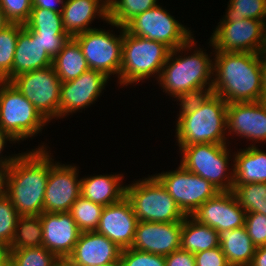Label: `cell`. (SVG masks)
Instances as JSON below:
<instances>
[{
  "label": "cell",
  "mask_w": 266,
  "mask_h": 266,
  "mask_svg": "<svg viewBox=\"0 0 266 266\" xmlns=\"http://www.w3.org/2000/svg\"><path fill=\"white\" fill-rule=\"evenodd\" d=\"M197 42L193 36L186 44L171 50L156 82L174 102L211 93L212 57H214L212 55L215 50L212 43L208 41V48L212 49L208 54L204 47L197 46Z\"/></svg>",
  "instance_id": "cell-1"
},
{
  "label": "cell",
  "mask_w": 266,
  "mask_h": 266,
  "mask_svg": "<svg viewBox=\"0 0 266 266\" xmlns=\"http://www.w3.org/2000/svg\"><path fill=\"white\" fill-rule=\"evenodd\" d=\"M43 144V145H42ZM44 142L19 154L4 172V194L20 216L41 215L49 176V149Z\"/></svg>",
  "instance_id": "cell-2"
},
{
  "label": "cell",
  "mask_w": 266,
  "mask_h": 266,
  "mask_svg": "<svg viewBox=\"0 0 266 266\" xmlns=\"http://www.w3.org/2000/svg\"><path fill=\"white\" fill-rule=\"evenodd\" d=\"M176 146L191 144H229L227 136L228 103L214 93H207L177 103Z\"/></svg>",
  "instance_id": "cell-3"
},
{
  "label": "cell",
  "mask_w": 266,
  "mask_h": 266,
  "mask_svg": "<svg viewBox=\"0 0 266 266\" xmlns=\"http://www.w3.org/2000/svg\"><path fill=\"white\" fill-rule=\"evenodd\" d=\"M211 92L228 104L264 99L257 53L215 51Z\"/></svg>",
  "instance_id": "cell-4"
},
{
  "label": "cell",
  "mask_w": 266,
  "mask_h": 266,
  "mask_svg": "<svg viewBox=\"0 0 266 266\" xmlns=\"http://www.w3.org/2000/svg\"><path fill=\"white\" fill-rule=\"evenodd\" d=\"M170 51L162 42L134 36L124 29L122 62L116 81L119 88L139 85L151 78L157 81Z\"/></svg>",
  "instance_id": "cell-5"
},
{
  "label": "cell",
  "mask_w": 266,
  "mask_h": 266,
  "mask_svg": "<svg viewBox=\"0 0 266 266\" xmlns=\"http://www.w3.org/2000/svg\"><path fill=\"white\" fill-rule=\"evenodd\" d=\"M229 145L206 143L178 146L180 164L208 180L220 192L232 191L234 152Z\"/></svg>",
  "instance_id": "cell-6"
},
{
  "label": "cell",
  "mask_w": 266,
  "mask_h": 266,
  "mask_svg": "<svg viewBox=\"0 0 266 266\" xmlns=\"http://www.w3.org/2000/svg\"><path fill=\"white\" fill-rule=\"evenodd\" d=\"M132 182L126 185V198L131 202L138 221L165 223L184 220L186 215L153 175Z\"/></svg>",
  "instance_id": "cell-7"
},
{
  "label": "cell",
  "mask_w": 266,
  "mask_h": 266,
  "mask_svg": "<svg viewBox=\"0 0 266 266\" xmlns=\"http://www.w3.org/2000/svg\"><path fill=\"white\" fill-rule=\"evenodd\" d=\"M48 124L11 82L0 81V128L5 133L20 144L41 134Z\"/></svg>",
  "instance_id": "cell-8"
},
{
  "label": "cell",
  "mask_w": 266,
  "mask_h": 266,
  "mask_svg": "<svg viewBox=\"0 0 266 266\" xmlns=\"http://www.w3.org/2000/svg\"><path fill=\"white\" fill-rule=\"evenodd\" d=\"M107 25L118 29L119 35L113 30L95 27L73 38L80 45L89 69L100 71L110 79L112 75H115L118 81L122 62L124 27L110 21Z\"/></svg>",
  "instance_id": "cell-9"
},
{
  "label": "cell",
  "mask_w": 266,
  "mask_h": 266,
  "mask_svg": "<svg viewBox=\"0 0 266 266\" xmlns=\"http://www.w3.org/2000/svg\"><path fill=\"white\" fill-rule=\"evenodd\" d=\"M124 29L134 36L162 42L171 50L194 36L192 29L179 22L161 3L132 18Z\"/></svg>",
  "instance_id": "cell-10"
},
{
  "label": "cell",
  "mask_w": 266,
  "mask_h": 266,
  "mask_svg": "<svg viewBox=\"0 0 266 266\" xmlns=\"http://www.w3.org/2000/svg\"><path fill=\"white\" fill-rule=\"evenodd\" d=\"M50 123L59 119L61 80L53 66L19 74L10 81Z\"/></svg>",
  "instance_id": "cell-11"
},
{
  "label": "cell",
  "mask_w": 266,
  "mask_h": 266,
  "mask_svg": "<svg viewBox=\"0 0 266 266\" xmlns=\"http://www.w3.org/2000/svg\"><path fill=\"white\" fill-rule=\"evenodd\" d=\"M153 176L186 216H191L203 203L220 192L208 180L186 170L181 164L175 170L155 173Z\"/></svg>",
  "instance_id": "cell-12"
},
{
  "label": "cell",
  "mask_w": 266,
  "mask_h": 266,
  "mask_svg": "<svg viewBox=\"0 0 266 266\" xmlns=\"http://www.w3.org/2000/svg\"><path fill=\"white\" fill-rule=\"evenodd\" d=\"M49 148V176L44 195V212H70L81 195L79 166L56 161ZM55 160V161H54Z\"/></svg>",
  "instance_id": "cell-13"
},
{
  "label": "cell",
  "mask_w": 266,
  "mask_h": 266,
  "mask_svg": "<svg viewBox=\"0 0 266 266\" xmlns=\"http://www.w3.org/2000/svg\"><path fill=\"white\" fill-rule=\"evenodd\" d=\"M110 80L104 73L89 69L76 79L62 82L59 119L82 112L83 109L89 108L95 101L97 102Z\"/></svg>",
  "instance_id": "cell-14"
},
{
  "label": "cell",
  "mask_w": 266,
  "mask_h": 266,
  "mask_svg": "<svg viewBox=\"0 0 266 266\" xmlns=\"http://www.w3.org/2000/svg\"><path fill=\"white\" fill-rule=\"evenodd\" d=\"M227 136L231 140L240 138L250 141L249 146L266 143V104L256 102H234L227 105ZM230 136V137H229ZM232 136V137H231ZM244 138V139H243Z\"/></svg>",
  "instance_id": "cell-15"
},
{
  "label": "cell",
  "mask_w": 266,
  "mask_h": 266,
  "mask_svg": "<svg viewBox=\"0 0 266 266\" xmlns=\"http://www.w3.org/2000/svg\"><path fill=\"white\" fill-rule=\"evenodd\" d=\"M266 20L218 22L208 39L215 51L257 53Z\"/></svg>",
  "instance_id": "cell-16"
},
{
  "label": "cell",
  "mask_w": 266,
  "mask_h": 266,
  "mask_svg": "<svg viewBox=\"0 0 266 266\" xmlns=\"http://www.w3.org/2000/svg\"><path fill=\"white\" fill-rule=\"evenodd\" d=\"M182 226L183 221H138L131 248L165 257L180 249Z\"/></svg>",
  "instance_id": "cell-17"
},
{
  "label": "cell",
  "mask_w": 266,
  "mask_h": 266,
  "mask_svg": "<svg viewBox=\"0 0 266 266\" xmlns=\"http://www.w3.org/2000/svg\"><path fill=\"white\" fill-rule=\"evenodd\" d=\"M246 211L237 202L232 191L219 192L208 199L192 215L197 222L217 232L244 227Z\"/></svg>",
  "instance_id": "cell-18"
},
{
  "label": "cell",
  "mask_w": 266,
  "mask_h": 266,
  "mask_svg": "<svg viewBox=\"0 0 266 266\" xmlns=\"http://www.w3.org/2000/svg\"><path fill=\"white\" fill-rule=\"evenodd\" d=\"M43 231L42 246L59 260L67 259L73 252L81 231L70 212L40 215Z\"/></svg>",
  "instance_id": "cell-19"
},
{
  "label": "cell",
  "mask_w": 266,
  "mask_h": 266,
  "mask_svg": "<svg viewBox=\"0 0 266 266\" xmlns=\"http://www.w3.org/2000/svg\"><path fill=\"white\" fill-rule=\"evenodd\" d=\"M137 222L132 204L125 196L121 201L103 208L96 231L121 249L130 248Z\"/></svg>",
  "instance_id": "cell-20"
},
{
  "label": "cell",
  "mask_w": 266,
  "mask_h": 266,
  "mask_svg": "<svg viewBox=\"0 0 266 266\" xmlns=\"http://www.w3.org/2000/svg\"><path fill=\"white\" fill-rule=\"evenodd\" d=\"M122 249L97 231L81 232L72 254L75 266H100L120 259Z\"/></svg>",
  "instance_id": "cell-21"
},
{
  "label": "cell",
  "mask_w": 266,
  "mask_h": 266,
  "mask_svg": "<svg viewBox=\"0 0 266 266\" xmlns=\"http://www.w3.org/2000/svg\"><path fill=\"white\" fill-rule=\"evenodd\" d=\"M63 27L70 37L95 29L92 23L100 18L108 22L107 0H65L61 12Z\"/></svg>",
  "instance_id": "cell-22"
},
{
  "label": "cell",
  "mask_w": 266,
  "mask_h": 266,
  "mask_svg": "<svg viewBox=\"0 0 266 266\" xmlns=\"http://www.w3.org/2000/svg\"><path fill=\"white\" fill-rule=\"evenodd\" d=\"M53 58L43 49L36 33L25 26L19 31L12 65V79L19 74L47 68Z\"/></svg>",
  "instance_id": "cell-23"
},
{
  "label": "cell",
  "mask_w": 266,
  "mask_h": 266,
  "mask_svg": "<svg viewBox=\"0 0 266 266\" xmlns=\"http://www.w3.org/2000/svg\"><path fill=\"white\" fill-rule=\"evenodd\" d=\"M123 173L93 174L81 177V196L103 207L121 201L126 196Z\"/></svg>",
  "instance_id": "cell-24"
},
{
  "label": "cell",
  "mask_w": 266,
  "mask_h": 266,
  "mask_svg": "<svg viewBox=\"0 0 266 266\" xmlns=\"http://www.w3.org/2000/svg\"><path fill=\"white\" fill-rule=\"evenodd\" d=\"M246 183H266V151L258 145L234 151L233 185Z\"/></svg>",
  "instance_id": "cell-25"
},
{
  "label": "cell",
  "mask_w": 266,
  "mask_h": 266,
  "mask_svg": "<svg viewBox=\"0 0 266 266\" xmlns=\"http://www.w3.org/2000/svg\"><path fill=\"white\" fill-rule=\"evenodd\" d=\"M222 252L231 266H249L256 251L245 227L218 232Z\"/></svg>",
  "instance_id": "cell-26"
},
{
  "label": "cell",
  "mask_w": 266,
  "mask_h": 266,
  "mask_svg": "<svg viewBox=\"0 0 266 266\" xmlns=\"http://www.w3.org/2000/svg\"><path fill=\"white\" fill-rule=\"evenodd\" d=\"M52 66L61 82L76 79L89 70L81 47L73 37L69 38L62 50L53 58Z\"/></svg>",
  "instance_id": "cell-27"
},
{
  "label": "cell",
  "mask_w": 266,
  "mask_h": 266,
  "mask_svg": "<svg viewBox=\"0 0 266 266\" xmlns=\"http://www.w3.org/2000/svg\"><path fill=\"white\" fill-rule=\"evenodd\" d=\"M220 246L218 232L210 226L200 224L191 216L183 220L180 248L192 252H202Z\"/></svg>",
  "instance_id": "cell-28"
},
{
  "label": "cell",
  "mask_w": 266,
  "mask_h": 266,
  "mask_svg": "<svg viewBox=\"0 0 266 266\" xmlns=\"http://www.w3.org/2000/svg\"><path fill=\"white\" fill-rule=\"evenodd\" d=\"M42 230L40 215L20 216L9 250L41 247Z\"/></svg>",
  "instance_id": "cell-29"
},
{
  "label": "cell",
  "mask_w": 266,
  "mask_h": 266,
  "mask_svg": "<svg viewBox=\"0 0 266 266\" xmlns=\"http://www.w3.org/2000/svg\"><path fill=\"white\" fill-rule=\"evenodd\" d=\"M159 4V0H109L108 21L124 27L132 18Z\"/></svg>",
  "instance_id": "cell-30"
},
{
  "label": "cell",
  "mask_w": 266,
  "mask_h": 266,
  "mask_svg": "<svg viewBox=\"0 0 266 266\" xmlns=\"http://www.w3.org/2000/svg\"><path fill=\"white\" fill-rule=\"evenodd\" d=\"M23 24L10 23L0 31V81L12 80V65L17 38Z\"/></svg>",
  "instance_id": "cell-31"
},
{
  "label": "cell",
  "mask_w": 266,
  "mask_h": 266,
  "mask_svg": "<svg viewBox=\"0 0 266 266\" xmlns=\"http://www.w3.org/2000/svg\"><path fill=\"white\" fill-rule=\"evenodd\" d=\"M232 192L246 213L266 215V183L233 185Z\"/></svg>",
  "instance_id": "cell-32"
},
{
  "label": "cell",
  "mask_w": 266,
  "mask_h": 266,
  "mask_svg": "<svg viewBox=\"0 0 266 266\" xmlns=\"http://www.w3.org/2000/svg\"><path fill=\"white\" fill-rule=\"evenodd\" d=\"M219 22H240L243 19L266 20V0H229Z\"/></svg>",
  "instance_id": "cell-33"
},
{
  "label": "cell",
  "mask_w": 266,
  "mask_h": 266,
  "mask_svg": "<svg viewBox=\"0 0 266 266\" xmlns=\"http://www.w3.org/2000/svg\"><path fill=\"white\" fill-rule=\"evenodd\" d=\"M24 26L36 34L68 35L63 27L62 16L43 8H32Z\"/></svg>",
  "instance_id": "cell-34"
},
{
  "label": "cell",
  "mask_w": 266,
  "mask_h": 266,
  "mask_svg": "<svg viewBox=\"0 0 266 266\" xmlns=\"http://www.w3.org/2000/svg\"><path fill=\"white\" fill-rule=\"evenodd\" d=\"M103 208L80 195L72 204L70 213L81 232L96 231Z\"/></svg>",
  "instance_id": "cell-35"
},
{
  "label": "cell",
  "mask_w": 266,
  "mask_h": 266,
  "mask_svg": "<svg viewBox=\"0 0 266 266\" xmlns=\"http://www.w3.org/2000/svg\"><path fill=\"white\" fill-rule=\"evenodd\" d=\"M11 266H57L59 259L44 246L9 250Z\"/></svg>",
  "instance_id": "cell-36"
},
{
  "label": "cell",
  "mask_w": 266,
  "mask_h": 266,
  "mask_svg": "<svg viewBox=\"0 0 266 266\" xmlns=\"http://www.w3.org/2000/svg\"><path fill=\"white\" fill-rule=\"evenodd\" d=\"M20 215L11 200L5 195L0 196V242L10 246Z\"/></svg>",
  "instance_id": "cell-37"
},
{
  "label": "cell",
  "mask_w": 266,
  "mask_h": 266,
  "mask_svg": "<svg viewBox=\"0 0 266 266\" xmlns=\"http://www.w3.org/2000/svg\"><path fill=\"white\" fill-rule=\"evenodd\" d=\"M122 266H166L165 257L133 248L122 249L120 255Z\"/></svg>",
  "instance_id": "cell-38"
},
{
  "label": "cell",
  "mask_w": 266,
  "mask_h": 266,
  "mask_svg": "<svg viewBox=\"0 0 266 266\" xmlns=\"http://www.w3.org/2000/svg\"><path fill=\"white\" fill-rule=\"evenodd\" d=\"M0 7L10 23L25 24L32 10L31 0H0Z\"/></svg>",
  "instance_id": "cell-39"
},
{
  "label": "cell",
  "mask_w": 266,
  "mask_h": 266,
  "mask_svg": "<svg viewBox=\"0 0 266 266\" xmlns=\"http://www.w3.org/2000/svg\"><path fill=\"white\" fill-rule=\"evenodd\" d=\"M244 227L256 247L266 245V215L246 213Z\"/></svg>",
  "instance_id": "cell-40"
},
{
  "label": "cell",
  "mask_w": 266,
  "mask_h": 266,
  "mask_svg": "<svg viewBox=\"0 0 266 266\" xmlns=\"http://www.w3.org/2000/svg\"><path fill=\"white\" fill-rule=\"evenodd\" d=\"M194 255L196 266H231L220 246L197 252Z\"/></svg>",
  "instance_id": "cell-41"
},
{
  "label": "cell",
  "mask_w": 266,
  "mask_h": 266,
  "mask_svg": "<svg viewBox=\"0 0 266 266\" xmlns=\"http://www.w3.org/2000/svg\"><path fill=\"white\" fill-rule=\"evenodd\" d=\"M69 35H53V34H36L43 49L54 58L63 48L64 44L69 40Z\"/></svg>",
  "instance_id": "cell-42"
},
{
  "label": "cell",
  "mask_w": 266,
  "mask_h": 266,
  "mask_svg": "<svg viewBox=\"0 0 266 266\" xmlns=\"http://www.w3.org/2000/svg\"><path fill=\"white\" fill-rule=\"evenodd\" d=\"M18 144L17 141H15L9 134L5 133L1 128H0V172L4 173L6 170H8L11 165L14 163V160L19 156L20 152L18 154H9L8 156L4 153V150L6 146L8 147L7 144Z\"/></svg>",
  "instance_id": "cell-43"
},
{
  "label": "cell",
  "mask_w": 266,
  "mask_h": 266,
  "mask_svg": "<svg viewBox=\"0 0 266 266\" xmlns=\"http://www.w3.org/2000/svg\"><path fill=\"white\" fill-rule=\"evenodd\" d=\"M165 263L166 266H196L195 255L181 248L166 255Z\"/></svg>",
  "instance_id": "cell-44"
},
{
  "label": "cell",
  "mask_w": 266,
  "mask_h": 266,
  "mask_svg": "<svg viewBox=\"0 0 266 266\" xmlns=\"http://www.w3.org/2000/svg\"><path fill=\"white\" fill-rule=\"evenodd\" d=\"M32 8H43L61 14L65 0H31ZM59 5V6H58Z\"/></svg>",
  "instance_id": "cell-45"
},
{
  "label": "cell",
  "mask_w": 266,
  "mask_h": 266,
  "mask_svg": "<svg viewBox=\"0 0 266 266\" xmlns=\"http://www.w3.org/2000/svg\"><path fill=\"white\" fill-rule=\"evenodd\" d=\"M249 266H266V245L258 246Z\"/></svg>",
  "instance_id": "cell-46"
},
{
  "label": "cell",
  "mask_w": 266,
  "mask_h": 266,
  "mask_svg": "<svg viewBox=\"0 0 266 266\" xmlns=\"http://www.w3.org/2000/svg\"><path fill=\"white\" fill-rule=\"evenodd\" d=\"M258 57L260 59L262 87H263L264 93L266 94V54L262 56H258Z\"/></svg>",
  "instance_id": "cell-47"
},
{
  "label": "cell",
  "mask_w": 266,
  "mask_h": 266,
  "mask_svg": "<svg viewBox=\"0 0 266 266\" xmlns=\"http://www.w3.org/2000/svg\"><path fill=\"white\" fill-rule=\"evenodd\" d=\"M9 256V248L4 243L0 242V263Z\"/></svg>",
  "instance_id": "cell-48"
},
{
  "label": "cell",
  "mask_w": 266,
  "mask_h": 266,
  "mask_svg": "<svg viewBox=\"0 0 266 266\" xmlns=\"http://www.w3.org/2000/svg\"><path fill=\"white\" fill-rule=\"evenodd\" d=\"M10 22L5 17L3 9L0 7V31H2Z\"/></svg>",
  "instance_id": "cell-49"
},
{
  "label": "cell",
  "mask_w": 266,
  "mask_h": 266,
  "mask_svg": "<svg viewBox=\"0 0 266 266\" xmlns=\"http://www.w3.org/2000/svg\"><path fill=\"white\" fill-rule=\"evenodd\" d=\"M4 194V173L0 172V196Z\"/></svg>",
  "instance_id": "cell-50"
},
{
  "label": "cell",
  "mask_w": 266,
  "mask_h": 266,
  "mask_svg": "<svg viewBox=\"0 0 266 266\" xmlns=\"http://www.w3.org/2000/svg\"><path fill=\"white\" fill-rule=\"evenodd\" d=\"M57 266H75L67 259H60L57 263Z\"/></svg>",
  "instance_id": "cell-51"
},
{
  "label": "cell",
  "mask_w": 266,
  "mask_h": 266,
  "mask_svg": "<svg viewBox=\"0 0 266 266\" xmlns=\"http://www.w3.org/2000/svg\"><path fill=\"white\" fill-rule=\"evenodd\" d=\"M100 266H122L120 259Z\"/></svg>",
  "instance_id": "cell-52"
},
{
  "label": "cell",
  "mask_w": 266,
  "mask_h": 266,
  "mask_svg": "<svg viewBox=\"0 0 266 266\" xmlns=\"http://www.w3.org/2000/svg\"><path fill=\"white\" fill-rule=\"evenodd\" d=\"M0 266H11L9 256L2 263H0Z\"/></svg>",
  "instance_id": "cell-53"
},
{
  "label": "cell",
  "mask_w": 266,
  "mask_h": 266,
  "mask_svg": "<svg viewBox=\"0 0 266 266\" xmlns=\"http://www.w3.org/2000/svg\"><path fill=\"white\" fill-rule=\"evenodd\" d=\"M264 103L266 104V94L264 95V99H263Z\"/></svg>",
  "instance_id": "cell-54"
}]
</instances>
